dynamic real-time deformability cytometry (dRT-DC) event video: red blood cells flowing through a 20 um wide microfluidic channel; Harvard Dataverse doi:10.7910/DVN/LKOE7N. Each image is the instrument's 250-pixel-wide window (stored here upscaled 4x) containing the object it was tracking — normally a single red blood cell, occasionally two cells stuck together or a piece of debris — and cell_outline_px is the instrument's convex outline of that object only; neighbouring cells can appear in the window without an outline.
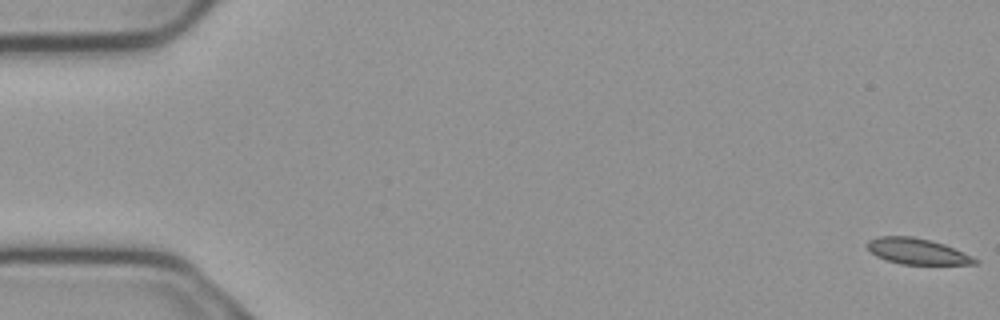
{"species": "common noctule bat (a hibernating species)", "species_latin": "Nyctalus noctula", "temperature_condition": "cold", "stored_images_in_passage": 7, "camera_frame_rate_fps": 3000, "um_per_image_px": 0.085, "animal": {"sex": "male", "body_mass_g": 23.1, "forearm_length_mm": 52.7}, "frame": {"image": 1, "passage_image": 1, "time_ms": 0.0, "image_size_px": [1000, 320], "cell_outline_px": [[980, 260], [976, 264], [900, 264], [876, 256], [868, 248], [868, 240], [880, 236], [912, 236], [932, 240], [944, 244], [972, 256]], "centroid_in_image_um": [77.98, 21.36], "position_along_channel_um": 7.0, "area_um2": 16.13}}
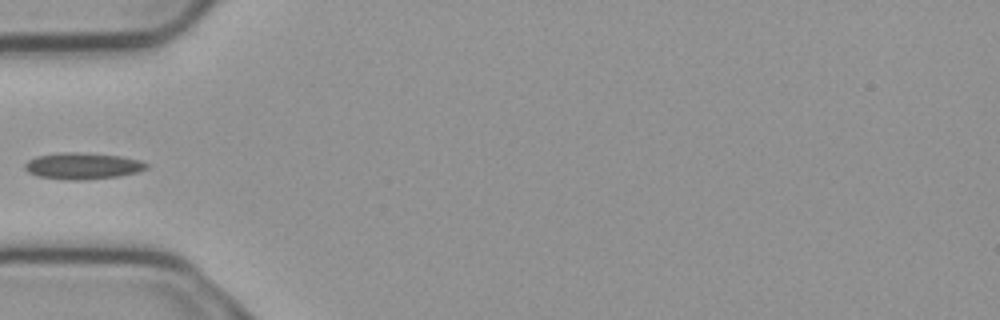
{"frame": {"image": 2, "passage_image": 6, "time_ms": 1.667, "image_size_px": [1000, 320], "cell_outline_px": [[148, 168], [136, 172], [120, 176], [84, 180], [68, 180], [36, 176], [28, 172], [24, 168], [24, 164], [28, 160], [36, 156], [60, 152], [80, 152], [120, 156], [140, 160], [148, 164]], "centroid_in_image_um": [7.0, 14.1], "position_along_channel_um": 78.0, "area_um2": 18.9}}
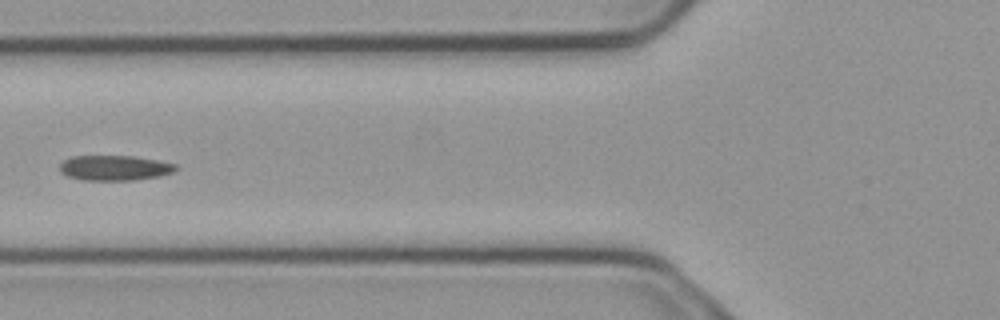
{"frame": {"image": 3, "passage_image": 7, "time_ms": 2.0, "image_size_px": [1000, 320], "cell_outline_px": [[180, 168], [172, 172], [160, 176], [132, 180], [84, 180], [68, 176], [60, 172], [60, 164], [64, 160], [72, 156], [132, 156], [156, 160], [176, 164]], "centroid_in_image_um": [9.75, 14.27], "position_along_channel_um": 116.1, "area_um2": 16.94}}